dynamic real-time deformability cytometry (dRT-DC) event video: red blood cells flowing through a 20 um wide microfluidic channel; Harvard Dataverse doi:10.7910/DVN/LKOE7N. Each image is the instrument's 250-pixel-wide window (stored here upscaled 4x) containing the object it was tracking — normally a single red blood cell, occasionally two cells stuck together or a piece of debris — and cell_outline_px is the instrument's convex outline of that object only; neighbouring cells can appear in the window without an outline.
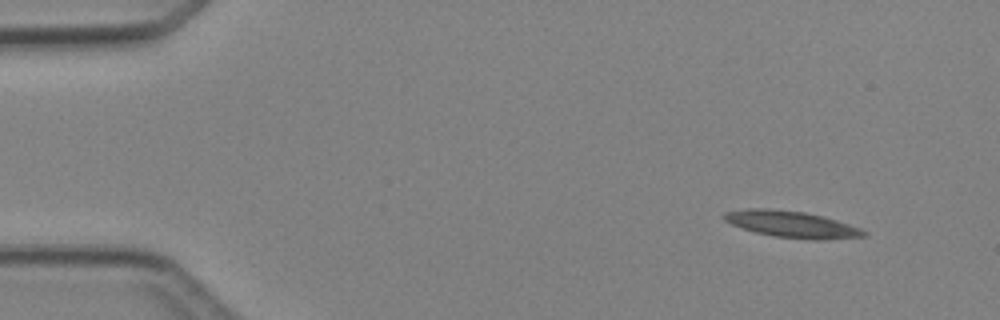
{"species": "Egyptian fruit bat (a non-hibernating species)", "species_latin": "Rousettus aegyptiacus", "temperature_condition": "cold", "stored_images_in_passage": 6, "camera_frame_rate_fps": 3000, "um_per_image_px": 0.085, "animal": {"sex": "female"}, "frame": {"image": 1, "passage_image": 1, "time_ms": 0.0, "image_size_px": [1000, 320], "cell_outline_px": [[868, 232], [864, 236], [816, 240], [772, 236], [756, 232], [732, 224], [724, 220], [720, 216], [724, 212], [748, 208], [768, 208], [804, 212], [836, 220], [860, 228]], "centroid_in_image_um": [67.24, 19.05], "position_along_channel_um": 17.8, "area_um2": 21.33}}
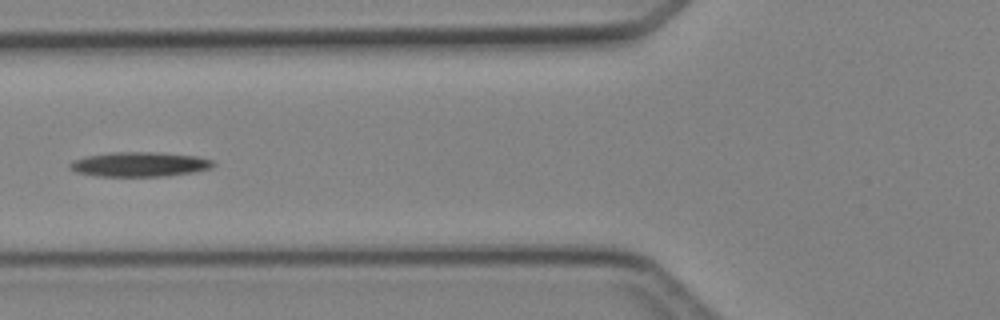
{"frame": {"image": 2, "passage_image": 5, "time_ms": 4.667, "image_size_px": [1000, 320], "cell_outline_px": [[216, 164], [212, 168], [192, 172], [164, 176], [96, 176], [76, 172], [68, 164], [76, 160], [88, 156], [112, 152], [156, 152], [196, 156], [212, 160]], "centroid_in_image_um": [11.9, 13.97], "position_along_channel_um": 113.9, "area_um2": 20.35}}
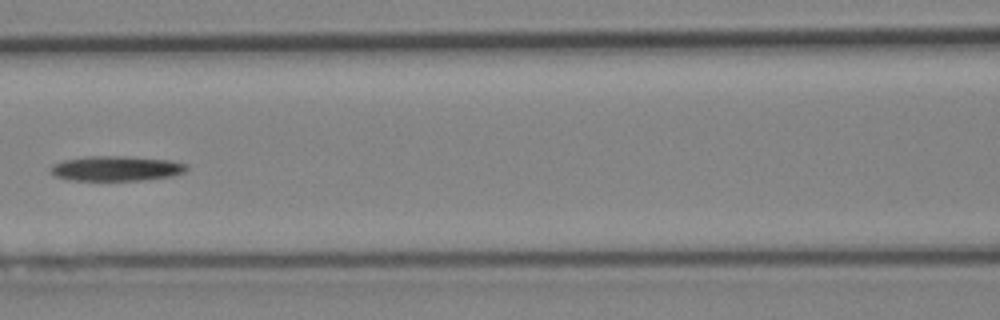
{"frame": {"image": 3, "passage_image": 6, "time_ms": 5.667, "image_size_px": [1000, 320], "cell_outline_px": [[188, 172], [172, 176], [140, 180], [72, 180], [56, 176], [52, 172], [52, 164], [64, 160], [88, 156], [124, 156], [168, 160], [188, 164]], "centroid_in_image_um": [9.94, 14.31], "position_along_channel_um": 156.7, "area_um2": 19.65}}